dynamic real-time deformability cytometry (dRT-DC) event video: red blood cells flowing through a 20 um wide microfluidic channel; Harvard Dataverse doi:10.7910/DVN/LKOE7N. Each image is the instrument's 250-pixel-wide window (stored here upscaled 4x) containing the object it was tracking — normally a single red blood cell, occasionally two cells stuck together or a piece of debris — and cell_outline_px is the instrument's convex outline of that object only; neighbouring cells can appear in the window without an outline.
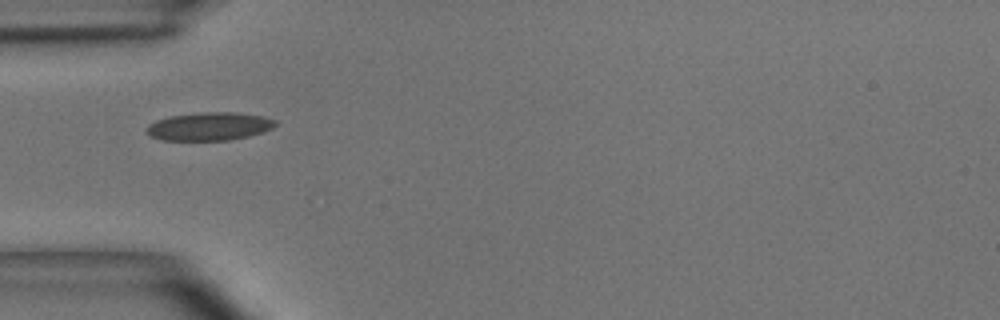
{"species": "common noctule bat (a hibernating species)", "species_latin": "Nyctalus noctula", "temperature_condition": "room temperature", "stored_images_in_passage": 7, "camera_frame_rate_fps": 3000, "um_per_image_px": 0.085, "animal": {"sex": "male", "body_mass_g": 15.6}, "frame": {"image": 1, "passage_image": 1, "time_ms": 0.0, "image_size_px": [1000, 320], "cell_outline_px": [[276, 124], [272, 128], [248, 136], [228, 140], [160, 140], [152, 136], [148, 132], [148, 124], [156, 120], [168, 116], [200, 112], [236, 112], [264, 116], [276, 120]], "centroid_in_image_um": [17.79, 10.73], "position_along_channel_um": 67.2, "area_um2": 21.04}}